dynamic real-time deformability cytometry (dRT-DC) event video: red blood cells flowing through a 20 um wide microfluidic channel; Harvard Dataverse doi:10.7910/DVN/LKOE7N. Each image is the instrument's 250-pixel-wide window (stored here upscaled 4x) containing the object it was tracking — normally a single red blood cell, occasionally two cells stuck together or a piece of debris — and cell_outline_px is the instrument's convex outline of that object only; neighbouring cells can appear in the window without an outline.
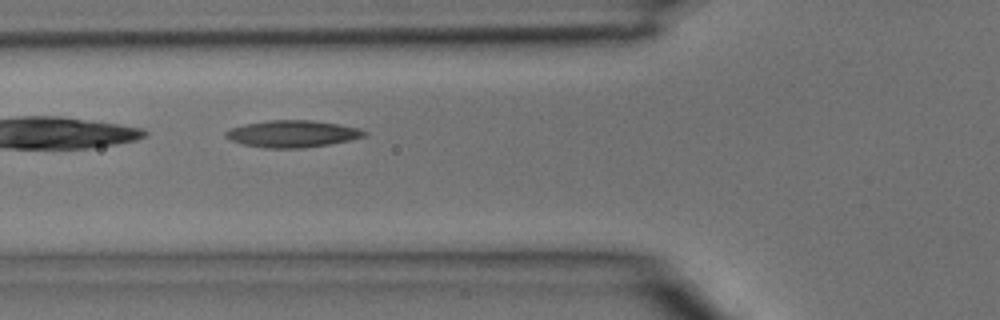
{"species": "common noctule bat (a hibernating species)", "species_latin": "Nyctalus noctula", "temperature_condition": "room temperature", "stored_images_in_passage": 6, "camera_frame_rate_fps": 3000, "um_per_image_px": 0.085, "animal": {"sex": "male", "body_mass_g": 15.6}, "frame": {"image": 1, "passage_image": 5, "time_ms": 1.333, "image_size_px": [1000, 320], "cell_outline_px": [[368, 136], [328, 144], [304, 148], [264, 148], [244, 144], [232, 140], [224, 136], [224, 132], [228, 128], [244, 124], [268, 120], [312, 120], [340, 124], [360, 128], [368, 132]], "centroid_in_image_um": [24.86, 11.36], "position_along_channel_um": 100.9, "area_um2": 21.91}}
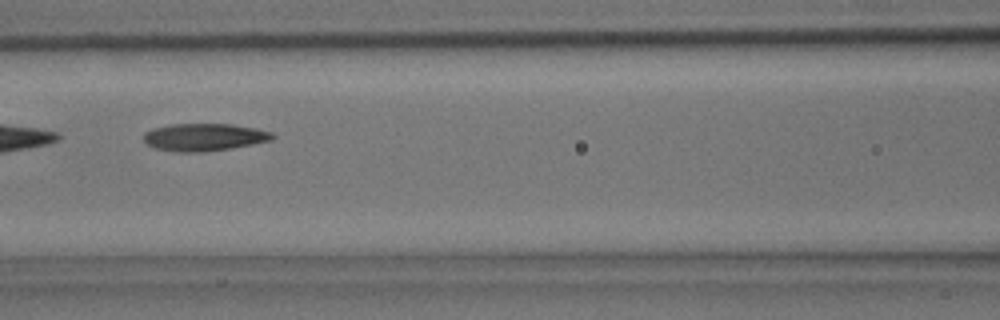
{"frame": {"image": 2, "passage_image": 6, "time_ms": 1.667, "image_size_px": [1000, 320], "cell_outline_px": [[276, 136], [272, 140], [252, 144], [204, 152], [180, 152], [156, 148], [148, 144], [144, 140], [144, 132], [152, 128], [172, 124], [232, 124], [256, 128], [272, 132]], "centroid_in_image_um": [17.37, 11.65], "position_along_channel_um": 149.2, "area_um2": 20.52}}